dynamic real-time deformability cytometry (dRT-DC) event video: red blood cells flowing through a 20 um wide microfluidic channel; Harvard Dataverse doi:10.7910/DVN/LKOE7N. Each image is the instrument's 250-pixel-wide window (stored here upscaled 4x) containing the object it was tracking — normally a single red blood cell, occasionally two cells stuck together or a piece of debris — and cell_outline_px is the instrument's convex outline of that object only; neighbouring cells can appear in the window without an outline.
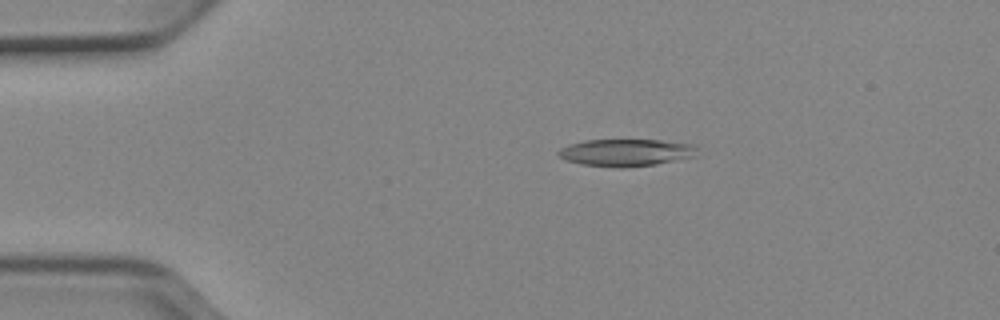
{"species": "Egyptian fruit bat (a non-hibernating species)", "species_latin": "Rousettus aegyptiacus", "temperature_condition": "cold", "stored_images_in_passage": 34, "camera_frame_rate_fps": 3000, "um_per_image_px": 0.085, "animal": {"sex": "female"}, "frame": {"image": 1, "passage_image": 10, "time_ms": 3.0, "image_size_px": [1000, 320], "cell_outline_px": [[696, 156], [656, 164], [624, 168], [620, 168], [580, 164], [568, 160], [560, 156], [556, 152], [560, 148], [568, 144], [584, 140], [660, 140], [688, 144], [696, 148]], "centroid_in_image_um": [53.16, 12.97], "position_along_channel_um": 31.8, "area_um2": 21.85}}
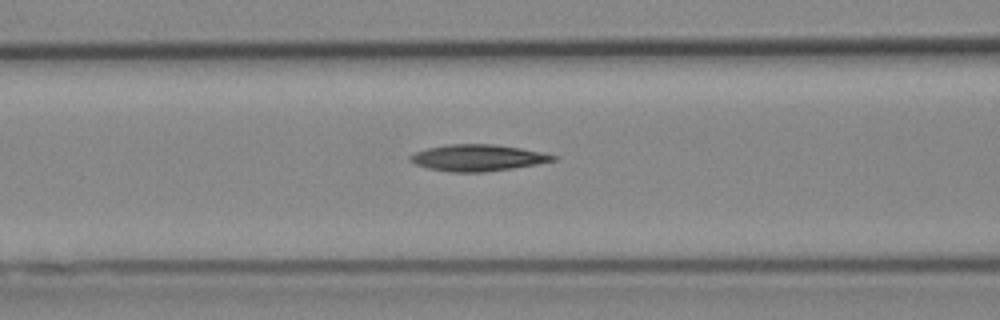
{"frame": {"image": 2, "passage_image": 21, "time_ms": 6.667, "image_size_px": [1000, 320], "cell_outline_px": [[560, 156], [556, 160], [536, 164], [512, 168], [484, 172], [452, 172], [428, 168], [416, 164], [408, 160], [408, 156], [412, 152], [428, 148], [448, 144], [492, 144], [520, 148], [544, 152]], "centroid_in_image_um": [40.6, 13.4], "position_along_channel_um": 126.0, "area_um2": 22.14}}
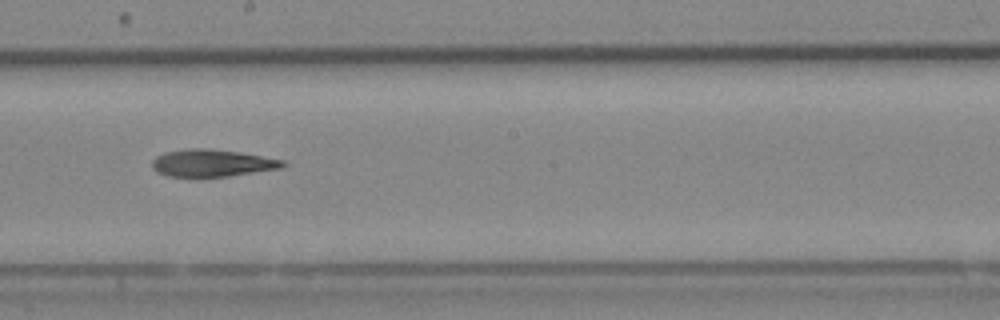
{"frame": {"image": 3, "passage_image": 29, "time_ms": 9.333, "image_size_px": [1000, 320], "cell_outline_px": [[288, 164], [280, 168], [228, 176], [200, 180], [168, 176], [156, 172], [152, 168], [152, 160], [156, 156], [164, 152], [184, 148], [208, 148], [240, 152], [284, 160]], "centroid_in_image_um": [17.95, 13.89], "position_along_channel_um": 230.2, "area_um2": 21.62}}